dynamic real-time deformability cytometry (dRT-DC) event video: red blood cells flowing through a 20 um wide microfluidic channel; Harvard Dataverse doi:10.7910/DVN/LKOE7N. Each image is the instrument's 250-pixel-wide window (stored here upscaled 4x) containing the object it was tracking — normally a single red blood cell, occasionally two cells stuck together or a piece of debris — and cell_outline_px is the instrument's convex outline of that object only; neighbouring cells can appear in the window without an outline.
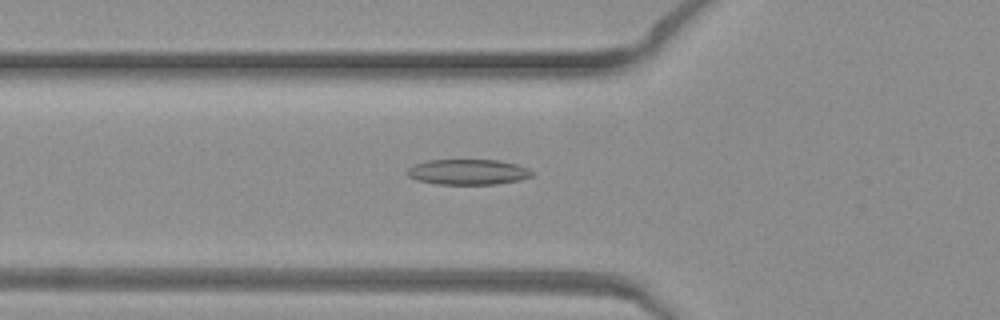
{"species": "common noctule bat (a hibernating species)", "species_latin": "Nyctalus noctula", "temperature_condition": "warm", "stored_images_in_passage": 49, "camera_frame_rate_fps": 3000, "um_per_image_px": 0.085, "animal": {"sex": "female", "body_mass_g": 19.3, "forearm_length_mm": 54.1}, "frame": {"image": 1, "passage_image": 18, "time_ms": 5.667, "image_size_px": [1000, 320], "cell_outline_px": [[536, 172], [532, 176], [520, 180], [496, 184], [436, 184], [416, 180], [408, 176], [404, 172], [408, 168], [416, 164], [428, 160], [496, 160], [516, 164], [528, 168]], "centroid_in_image_um": [39.78, 14.62], "position_along_channel_um": 86.0, "area_um2": 18.61}}
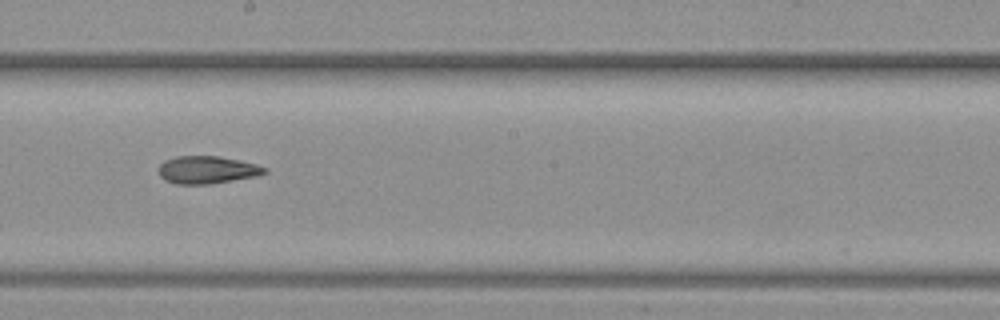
{"frame": {"image": 2, "passage_image": 28, "time_ms": 9.0, "image_size_px": [1000, 320], "cell_outline_px": [[268, 172], [256, 176], [208, 184], [176, 184], [164, 180], [160, 176], [160, 164], [164, 160], [176, 156], [220, 156], [240, 160], [256, 164], [268, 168]], "centroid_in_image_um": [17.61, 14.43], "position_along_channel_um": 230.6, "area_um2": 17.05}}
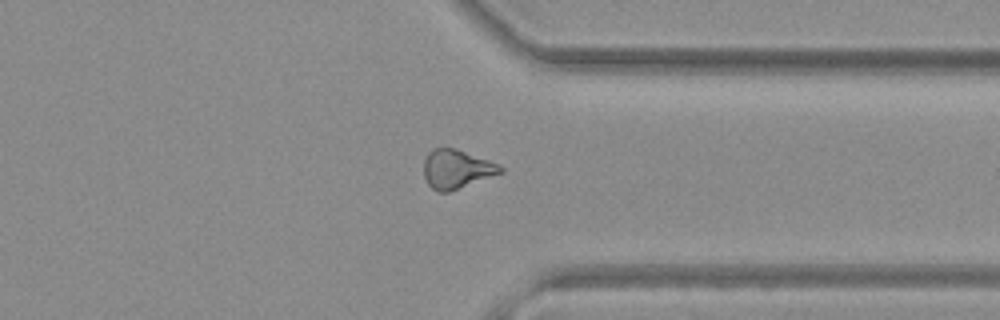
{"frame": {"image": 3, "passage_image": 38, "time_ms": 12.333, "image_size_px": [1000, 320], "cell_outline_px": [[504, 172], [448, 192], [436, 192], [428, 184], [424, 176], [424, 160], [428, 152], [432, 148], [456, 148], [488, 160], [504, 168]], "centroid_in_image_um": [38.78, 14.37], "position_along_channel_um": 372.6, "area_um2": 17.28}}